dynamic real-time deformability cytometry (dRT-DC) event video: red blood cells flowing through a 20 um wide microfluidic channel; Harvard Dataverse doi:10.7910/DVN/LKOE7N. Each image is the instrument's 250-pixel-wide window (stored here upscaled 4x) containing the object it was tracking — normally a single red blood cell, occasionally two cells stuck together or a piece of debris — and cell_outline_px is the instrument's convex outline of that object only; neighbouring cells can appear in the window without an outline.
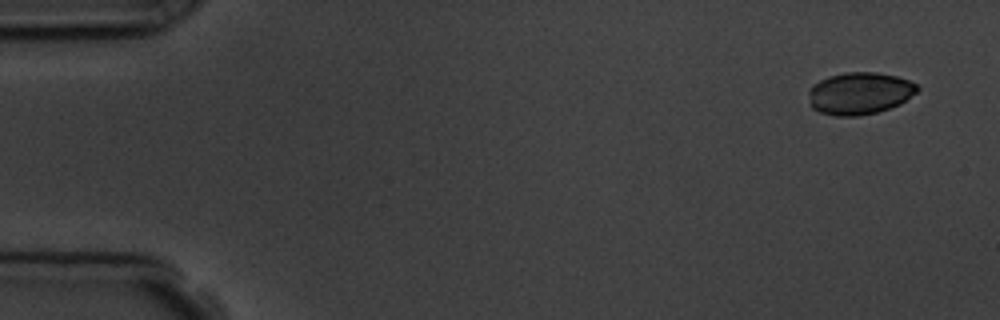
{"species": "common noctule bat (a hibernating species)", "species_latin": "Nyctalus noctula", "temperature_condition": "room temperature", "stored_images_in_passage": 4, "camera_frame_rate_fps": 3000, "um_per_image_px": 0.085, "animal": {"sex": "male", "body_mass_g": 19.5, "forearm_length_mm": 54.6}, "frame": {"image": 1, "passage_image": 1, "time_ms": 0.0, "image_size_px": [1000, 320], "cell_outline_px": [[920, 88], [916, 92], [900, 104], [876, 112], [860, 116], [836, 116], [820, 112], [812, 108], [808, 92], [812, 84], [828, 76], [844, 72], [876, 72], [896, 76], [908, 80], [916, 84]], "centroid_in_image_um": [73.05, 7.92], "position_along_channel_um": 12.0, "area_um2": 26.7}}
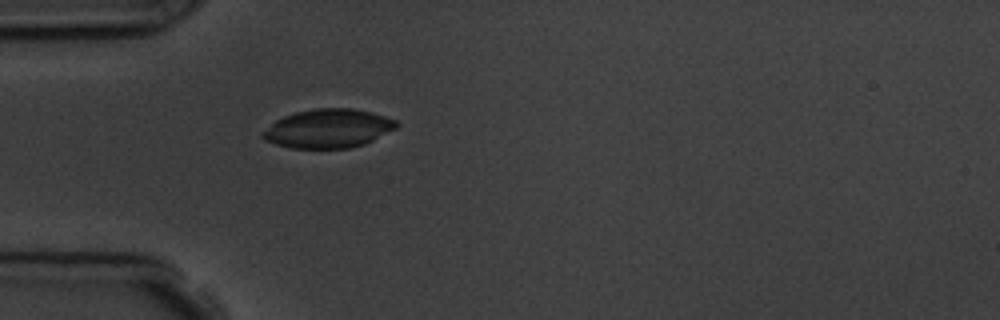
{"frame": {"image": 2, "passage_image": 4, "time_ms": 4.333, "image_size_px": [1000, 320], "cell_outline_px": [[400, 124], [396, 128], [364, 144], [352, 148], [288, 148], [264, 140], [260, 136], [276, 120], [284, 116], [296, 112], [312, 108], [352, 108], [372, 112], [396, 120]], "centroid_in_image_um": [27.91, 10.92], "position_along_channel_um": 57.1, "area_um2": 30.17}}